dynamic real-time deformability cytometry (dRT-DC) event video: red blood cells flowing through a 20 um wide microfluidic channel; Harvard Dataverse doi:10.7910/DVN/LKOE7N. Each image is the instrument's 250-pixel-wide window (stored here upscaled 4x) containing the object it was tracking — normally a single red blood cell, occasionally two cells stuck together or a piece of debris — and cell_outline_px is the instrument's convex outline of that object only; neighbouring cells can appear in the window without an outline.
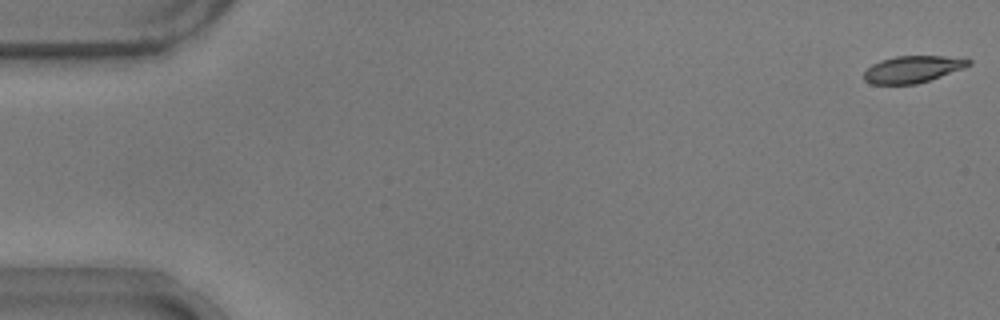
{"species": "common noctule bat (a hibernating species)", "species_latin": "Nyctalus noctula", "temperature_condition": "warm", "stored_images_in_passage": 54, "camera_frame_rate_fps": 3000, "um_per_image_px": 0.085, "animal": {"sex": "male", "body_mass_g": 17.9}, "frame": {"image": 1, "passage_image": 1, "time_ms": 0.0, "image_size_px": [1000, 320], "cell_outline_px": [[972, 64], [964, 68], [916, 84], [872, 84], [864, 80], [864, 72], [872, 64], [880, 60], [896, 56], [968, 56], [972, 60]], "centroid_in_image_um": [77.64, 5.86], "position_along_channel_um": 7.4, "area_um2": 16.59}}
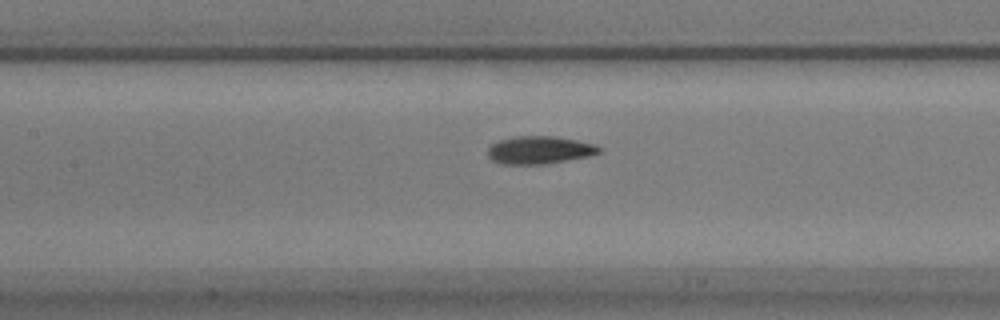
{"frame": {"image": 2, "passage_image": 25, "time_ms": 8.0, "image_size_px": [1000, 320], "cell_outline_px": [[604, 148], [600, 152], [592, 156], [544, 164], [500, 164], [492, 160], [488, 156], [488, 148], [492, 144], [500, 140], [516, 136], [552, 136], [576, 140], [596, 144]], "centroid_in_image_um": [45.9, 12.76], "position_along_channel_um": 161.5, "area_um2": 18.15}}
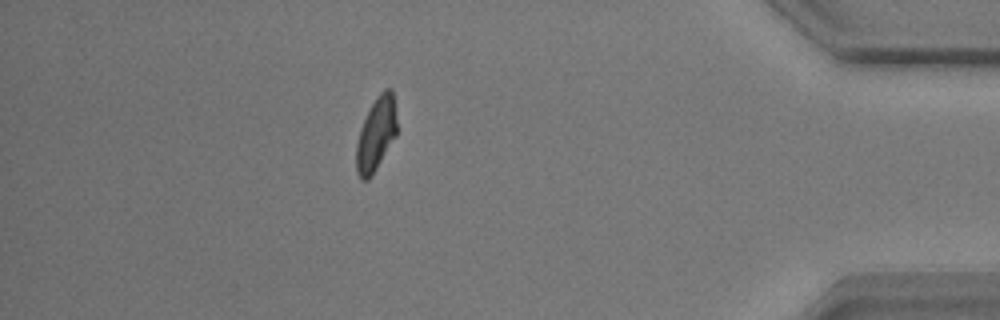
{"frame": {"image": 3, "passage_image": 48, "time_ms": 15.667, "image_size_px": [1000, 320], "cell_outline_px": [[396, 136], [376, 168], [368, 180], [360, 180], [356, 172], [356, 144], [360, 128], [376, 96], [384, 88], [392, 88], [396, 120]], "centroid_in_image_um": [31.95, 11.41], "position_along_channel_um": 403.3, "area_um2": 17.22}, "authors_computed_cell_mechanics": {"area_um2": 17.7157, "velocity_mm_per_s": 3.719, "shape_relaxation_time_tau1_ms": 2.9858, "shape_relaxation_time_tau2_ms": 1.8962, "deformation_change_tau1": 0.1511, "deformation_change_tau2": 0.0671}}